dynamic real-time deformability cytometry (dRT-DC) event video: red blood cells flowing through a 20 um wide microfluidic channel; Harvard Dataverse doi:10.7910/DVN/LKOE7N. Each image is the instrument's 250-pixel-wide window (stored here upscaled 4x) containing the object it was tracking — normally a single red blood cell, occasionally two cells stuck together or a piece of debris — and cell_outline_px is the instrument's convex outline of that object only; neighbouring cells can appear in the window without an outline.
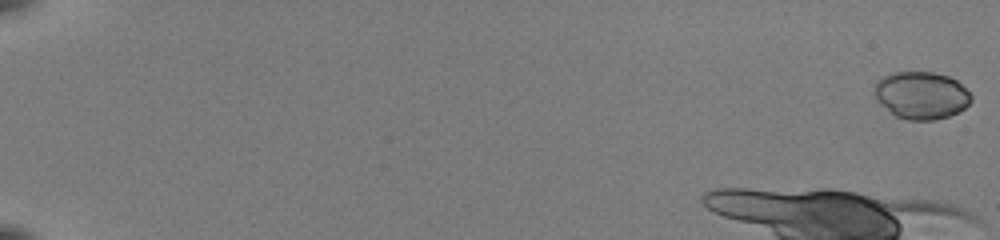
{"species": "common noctule bat (a hibernating species)", "species_latin": "Nyctalus noctula", "temperature_condition": "room temperature", "stored_images_in_passage": 15, "camera_frame_rate_fps": 3000, "um_per_image_px": 0.085, "animal": {"sex": "female", "body_mass_g": 22.0, "forearm_length_mm": 56.7}, "frame": {"image": 1, "passage_image": 1, "time_ms": 0.0, "image_size_px": [1000, 240], "cell_outline_px": [[972, 100], [964, 108], [948, 116], [936, 120], [908, 120], [896, 116], [876, 100], [872, 92], [872, 84], [880, 76], [892, 72], [932, 72], [948, 76], [956, 80], [972, 96]], "centroid_in_image_um": [78.23, 8.08], "position_along_channel_um": 6.8, "area_um2": 26.99}}